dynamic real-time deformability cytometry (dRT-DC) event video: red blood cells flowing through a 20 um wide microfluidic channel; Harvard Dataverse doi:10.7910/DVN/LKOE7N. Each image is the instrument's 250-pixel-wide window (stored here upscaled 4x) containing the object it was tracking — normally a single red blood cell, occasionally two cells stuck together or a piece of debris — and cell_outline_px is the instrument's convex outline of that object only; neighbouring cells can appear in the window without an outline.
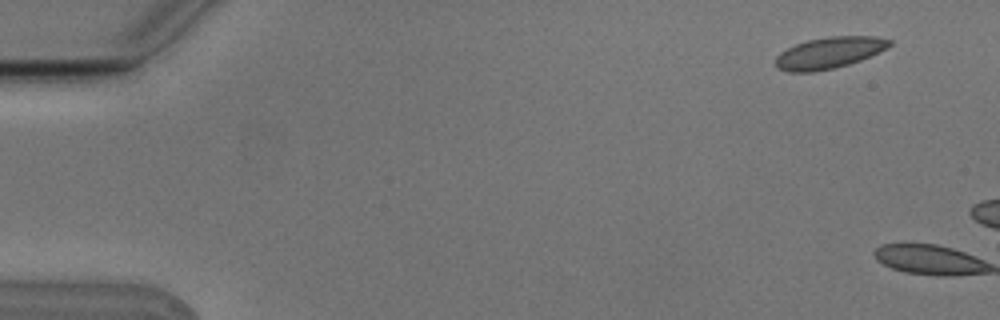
{"species": "Egyptian fruit bat (a non-hibernating species)", "species_latin": "Rousettus aegyptiacus", "temperature_condition": "cold", "stored_images_in_passage": 3, "camera_frame_rate_fps": 3000, "um_per_image_px": 0.085, "animal": {"sex": "male"}, "frame": {"image": 1, "passage_image": 1, "time_ms": 0.0, "image_size_px": [1000, 320], "cell_outline_px": [[892, 44], [888, 48], [880, 52], [860, 60], [848, 64], [832, 68], [812, 72], [788, 72], [780, 68], [776, 64], [776, 56], [780, 52], [796, 44], [808, 40], [828, 36], [876, 36], [892, 40]], "centroid_in_image_um": [70.52, 4.47], "position_along_channel_um": 14.5, "area_um2": 20.75}}